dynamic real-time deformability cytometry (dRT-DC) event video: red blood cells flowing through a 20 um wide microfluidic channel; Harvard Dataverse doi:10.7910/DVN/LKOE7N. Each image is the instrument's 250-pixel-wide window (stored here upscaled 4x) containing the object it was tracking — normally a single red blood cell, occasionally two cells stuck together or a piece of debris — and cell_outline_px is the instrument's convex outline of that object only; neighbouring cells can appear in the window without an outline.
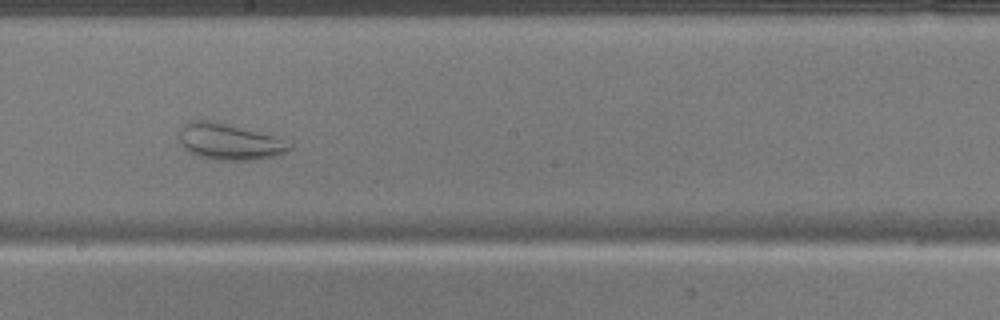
{"species": "common noctule bat (a hibernating species)", "species_latin": "Nyctalus noctula", "temperature_condition": "warm", "stored_images_in_passage": 52, "camera_frame_rate_fps": 3000, "um_per_image_px": 0.085, "animal": {"sex": "male", "body_mass_g": 17.9}, "frame": {"image": 1, "passage_image": 30, "time_ms": 9.667, "image_size_px": [1000, 320], "cell_outline_px": [[292, 148], [288, 152], [276, 156], [256, 160], [216, 160], [200, 156], [188, 152], [184, 148], [180, 140], [180, 128], [184, 124], [192, 120], [216, 120], [276, 136], [292, 144]], "centroid_in_image_um": [19.53, 12.03], "position_along_channel_um": 228.7, "area_um2": 23.7}}